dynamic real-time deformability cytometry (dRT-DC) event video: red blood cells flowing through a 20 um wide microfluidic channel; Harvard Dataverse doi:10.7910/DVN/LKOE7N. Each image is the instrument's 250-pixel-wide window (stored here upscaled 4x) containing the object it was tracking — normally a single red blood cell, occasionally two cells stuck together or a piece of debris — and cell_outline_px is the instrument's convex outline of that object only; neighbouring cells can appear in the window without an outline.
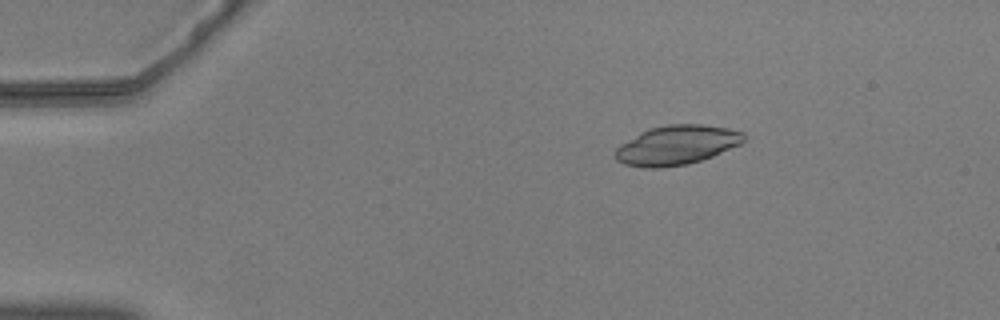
{"species": "common noctule bat (a hibernating species)", "species_latin": "Nyctalus noctula", "temperature_condition": "warm", "stored_images_in_passage": 43, "camera_frame_rate_fps": 3000, "um_per_image_px": 0.085, "animal": {"sex": "male", "body_mass_g": 20.5, "forearm_length_mm": 52.5}, "frame": {"image": 1, "passage_image": 10, "time_ms": 3.0, "image_size_px": [1000, 320], "cell_outline_px": [[744, 140], [740, 144], [712, 156], [688, 164], [660, 168], [644, 168], [624, 164], [616, 160], [616, 148], [620, 144], [640, 132], [648, 128], [668, 124], [700, 124], [728, 128], [744, 132]], "centroid_in_image_um": [57.49, 12.33], "position_along_channel_um": 27.5, "area_um2": 29.48}}
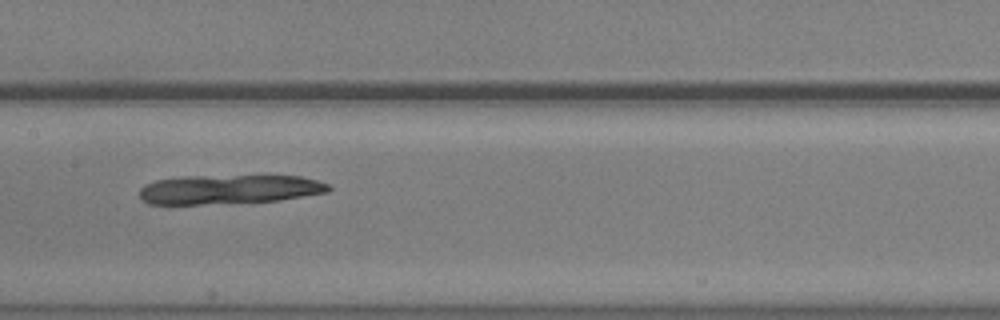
{"frame": {"image": 2, "passage_image": 29, "time_ms": 9.333, "image_size_px": [1000, 320], "cell_outline_px": [[332, 188], [328, 192], [280, 200], [200, 204], [148, 204], [140, 200], [140, 188], [144, 184], [156, 180], [184, 176], [300, 176], [316, 180], [328, 184]], "centroid_in_image_um": [19.44, 16.09], "position_along_channel_um": 188.0, "area_um2": 32.14}}